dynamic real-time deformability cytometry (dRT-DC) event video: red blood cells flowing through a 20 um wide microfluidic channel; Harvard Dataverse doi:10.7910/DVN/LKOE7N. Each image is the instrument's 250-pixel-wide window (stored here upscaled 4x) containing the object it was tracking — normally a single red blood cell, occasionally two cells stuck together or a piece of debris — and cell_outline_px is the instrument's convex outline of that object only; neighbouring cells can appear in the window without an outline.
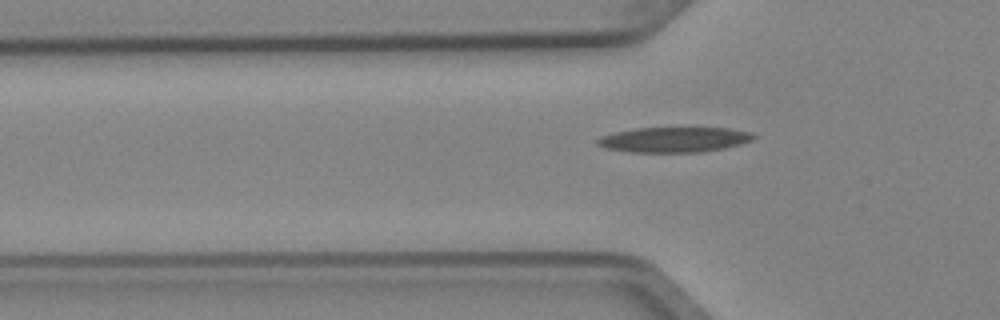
{"species": "Egyptian fruit bat (a non-hibernating species)", "species_latin": "Rousettus aegyptiacus", "temperature_condition": "cold", "stored_images_in_passage": 2, "camera_frame_rate_fps": 3000, "um_per_image_px": 0.085, "animal": {"sex": "female"}, "frame": {"image": 1, "passage_image": 2, "time_ms": 0.333, "image_size_px": [1000, 320], "cell_outline_px": [[756, 136], [752, 140], [740, 144], [724, 148], [700, 152], [632, 152], [604, 148], [596, 144], [596, 140], [600, 136], [616, 132], [636, 128], [728, 128], [752, 132]], "centroid_in_image_um": [57.29, 11.87], "position_along_channel_um": 68.5, "area_um2": 22.89}}